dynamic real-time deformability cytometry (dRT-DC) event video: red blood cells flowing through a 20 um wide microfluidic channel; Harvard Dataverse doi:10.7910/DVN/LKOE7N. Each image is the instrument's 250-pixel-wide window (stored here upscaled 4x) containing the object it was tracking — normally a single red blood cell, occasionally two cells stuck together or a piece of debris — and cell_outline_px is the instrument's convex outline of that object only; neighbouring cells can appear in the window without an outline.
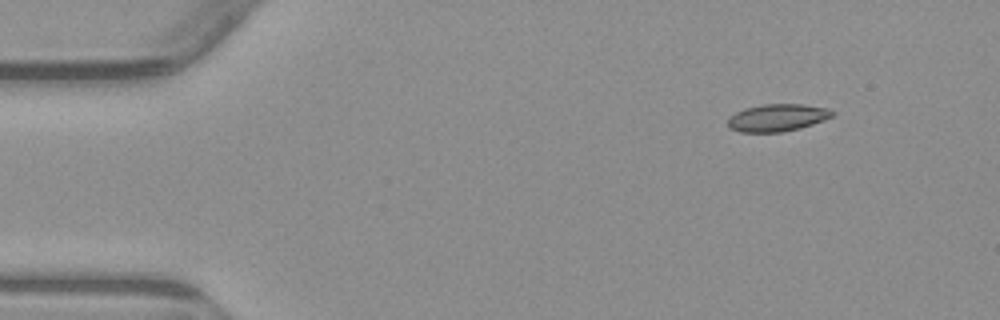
{"species": "common noctule bat (a hibernating species)", "species_latin": "Nyctalus noctula", "temperature_condition": "warm", "stored_images_in_passage": 5, "camera_frame_rate_fps": 3000, "um_per_image_px": 0.085, "animal": {"sex": "male", "body_mass_g": 23.1, "forearm_length_mm": 52.7}, "frame": {"image": 1, "passage_image": 1, "time_ms": 0.0, "image_size_px": [1000, 320], "cell_outline_px": [[836, 112], [832, 116], [824, 120], [800, 128], [780, 132], [740, 132], [728, 128], [728, 116], [744, 108], [764, 104], [804, 104], [828, 108]], "centroid_in_image_um": [66.06, 10.0], "position_along_channel_um": 18.9, "area_um2": 16.76}}
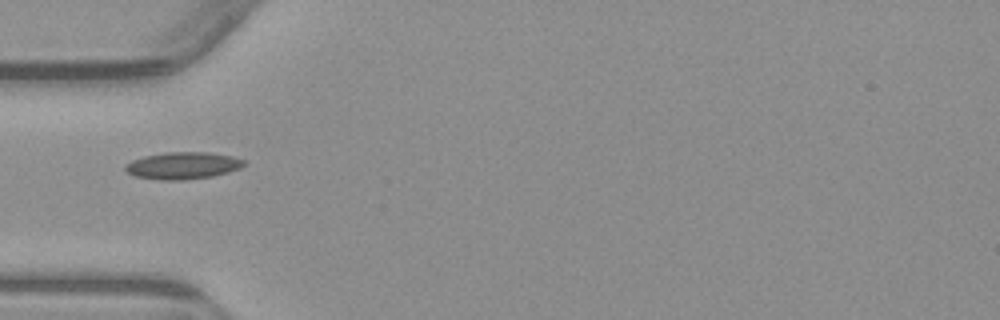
{"frame": {"image": 2, "passage_image": 4, "time_ms": 3.667, "image_size_px": [1000, 320], "cell_outline_px": [[248, 164], [240, 168], [228, 172], [212, 176], [184, 180], [160, 180], [136, 176], [128, 172], [124, 168], [124, 164], [132, 160], [144, 156], [164, 152], [208, 152], [232, 156], [244, 160]], "centroid_in_image_um": [15.55, 14.07], "position_along_channel_um": 69.5, "area_um2": 18.79}}
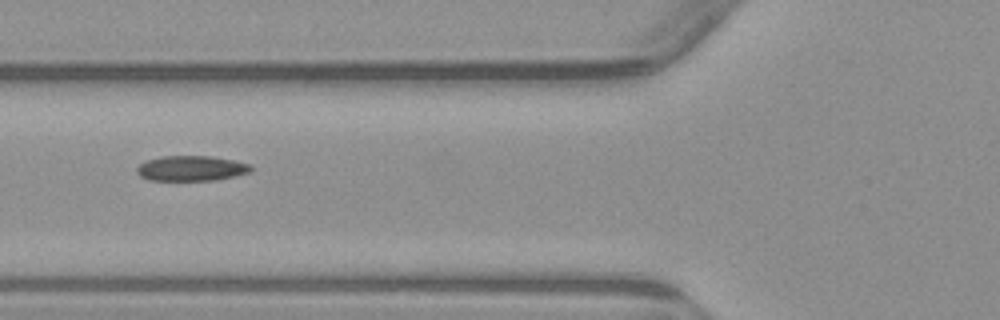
{"frame": {"image": 3, "passage_image": 5, "time_ms": 4.667, "image_size_px": [1000, 320], "cell_outline_px": [[252, 168], [248, 172], [236, 176], [216, 180], [148, 180], [140, 176], [136, 172], [136, 168], [144, 160], [160, 156], [212, 156], [252, 164]], "centroid_in_image_um": [16.23, 14.3], "position_along_channel_um": 109.6, "area_um2": 16.88}}